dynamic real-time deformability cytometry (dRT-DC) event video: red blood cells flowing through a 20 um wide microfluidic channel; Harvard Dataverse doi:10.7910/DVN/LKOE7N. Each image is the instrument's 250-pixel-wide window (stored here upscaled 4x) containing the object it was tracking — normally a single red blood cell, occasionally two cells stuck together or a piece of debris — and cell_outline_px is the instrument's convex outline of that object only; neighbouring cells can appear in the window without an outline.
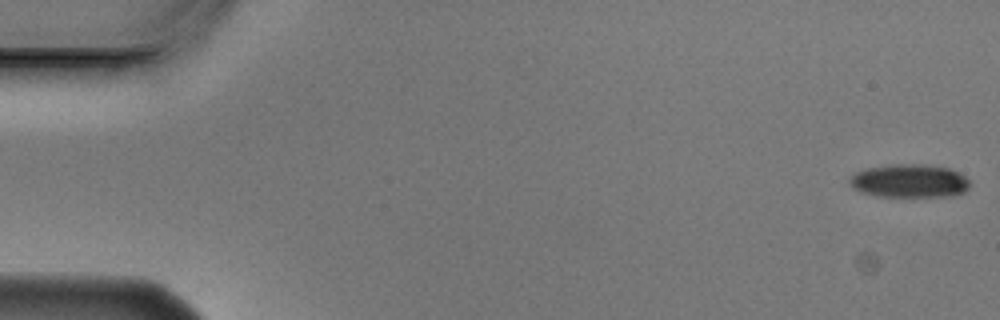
{"species": "Egyptian fruit bat (a non-hibernating species)", "species_latin": "Rousettus aegyptiacus", "temperature_condition": "cold", "stored_images_in_passage": 5, "camera_frame_rate_fps": 3000, "um_per_image_px": 0.085, "animal": {"sex": "male"}, "frame": {"image": 1, "passage_image": 1, "time_ms": 0.0, "image_size_px": [1000, 320], "cell_outline_px": [[968, 188], [964, 192], [948, 196], [880, 196], [860, 192], [852, 188], [848, 184], [848, 176], [856, 172], [868, 168], [892, 164], [920, 164], [948, 168], [964, 176], [968, 180]], "centroid_in_image_um": [77.22, 15.38], "position_along_channel_um": 7.8, "area_um2": 23.24}}
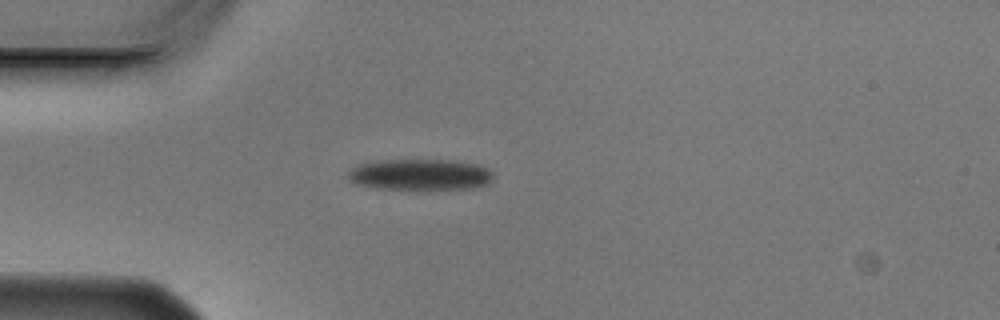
{"frame": {"image": 2, "passage_image": 5, "time_ms": 1.333, "image_size_px": [1000, 320], "cell_outline_px": [[492, 180], [488, 184], [476, 188], [376, 188], [356, 184], [348, 180], [344, 176], [356, 164], [372, 160], [448, 160], [480, 164], [488, 168], [492, 172]], "centroid_in_image_um": [35.66, 14.82], "position_along_channel_um": 49.3, "area_um2": 26.47}}